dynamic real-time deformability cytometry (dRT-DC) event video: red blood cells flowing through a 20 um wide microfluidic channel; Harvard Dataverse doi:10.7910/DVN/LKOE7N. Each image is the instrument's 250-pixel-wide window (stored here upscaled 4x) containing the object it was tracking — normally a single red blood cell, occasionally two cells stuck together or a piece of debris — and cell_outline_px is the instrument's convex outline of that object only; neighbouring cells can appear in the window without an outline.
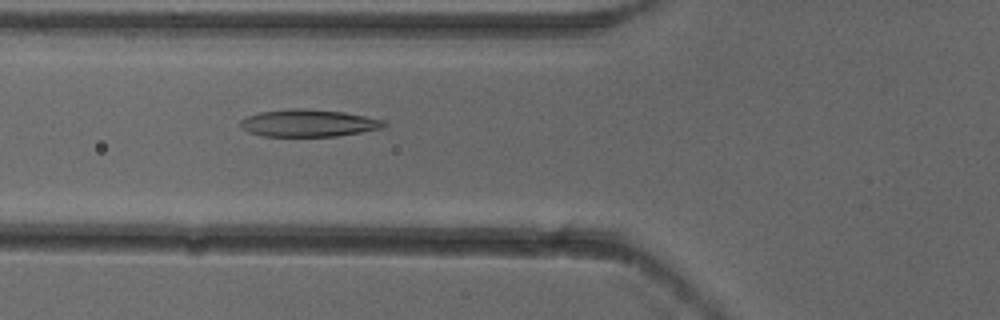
{"species": "common noctule bat (a hibernating species)", "species_latin": "Nyctalus noctula", "temperature_condition": "cold", "stored_images_in_passage": 2, "camera_frame_rate_fps": 3000, "um_per_image_px": 0.085, "animal": {"sex": "female"}, "frame": {"image": 1, "passage_image": 2, "time_ms": 0.333, "image_size_px": [1000, 320], "cell_outline_px": [[388, 124], [384, 128], [336, 136], [264, 136], [248, 132], [240, 124], [240, 120], [248, 116], [260, 112], [292, 108], [304, 108], [344, 112], [384, 120]], "centroid_in_image_um": [26.24, 10.46], "position_along_channel_um": 99.6, "area_um2": 22.72}}